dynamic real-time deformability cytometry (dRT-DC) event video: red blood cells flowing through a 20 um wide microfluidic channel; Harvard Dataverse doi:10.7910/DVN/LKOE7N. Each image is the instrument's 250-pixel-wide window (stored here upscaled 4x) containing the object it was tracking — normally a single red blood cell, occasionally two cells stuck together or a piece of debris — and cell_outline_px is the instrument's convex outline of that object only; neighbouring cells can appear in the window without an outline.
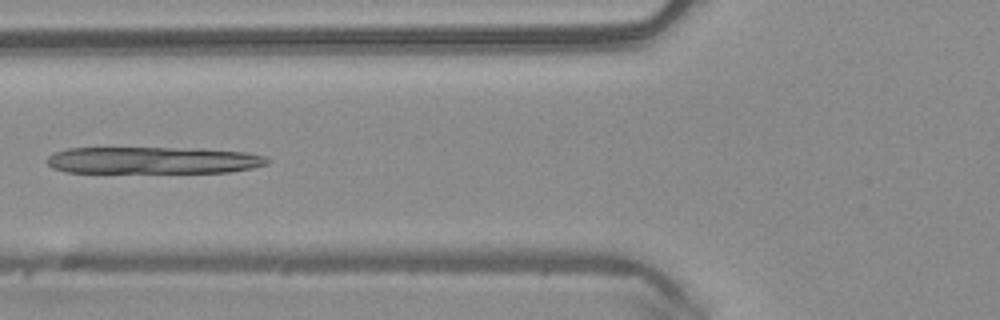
{"species": "common noctule bat (a hibernating species)", "species_latin": "Nyctalus noctula", "temperature_condition": "warm", "stored_images_in_passage": 49, "camera_frame_rate_fps": 3000, "um_per_image_px": 0.085, "animal": {"sex": "male", "body_mass_g": 20.4}, "frame": {"image": 1, "passage_image": 19, "time_ms": 6.0, "image_size_px": [1000, 320], "cell_outline_px": [[272, 160], [268, 164], [252, 168], [228, 172], [68, 172], [52, 168], [48, 164], [48, 156], [56, 152], [68, 148], [200, 148], [248, 152], [264, 156]], "centroid_in_image_um": [13.08, 13.62], "position_along_channel_um": 112.7, "area_um2": 34.62}}
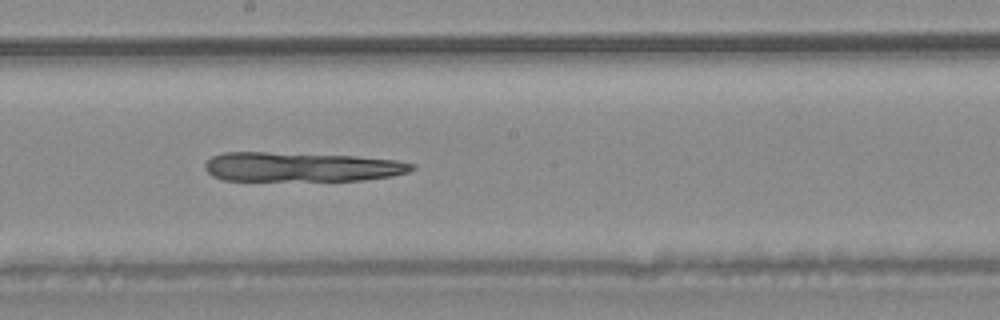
{"frame": {"image": 2, "passage_image": 27, "time_ms": 8.667, "image_size_px": [1000, 320], "cell_outline_px": [[416, 168], [408, 172], [392, 176], [364, 180], [224, 180], [212, 176], [204, 168], [204, 164], [212, 156], [224, 152], [264, 152], [356, 156], [396, 160], [416, 164]], "centroid_in_image_um": [25.62, 14.18], "position_along_channel_um": 222.6, "area_um2": 35.43}}